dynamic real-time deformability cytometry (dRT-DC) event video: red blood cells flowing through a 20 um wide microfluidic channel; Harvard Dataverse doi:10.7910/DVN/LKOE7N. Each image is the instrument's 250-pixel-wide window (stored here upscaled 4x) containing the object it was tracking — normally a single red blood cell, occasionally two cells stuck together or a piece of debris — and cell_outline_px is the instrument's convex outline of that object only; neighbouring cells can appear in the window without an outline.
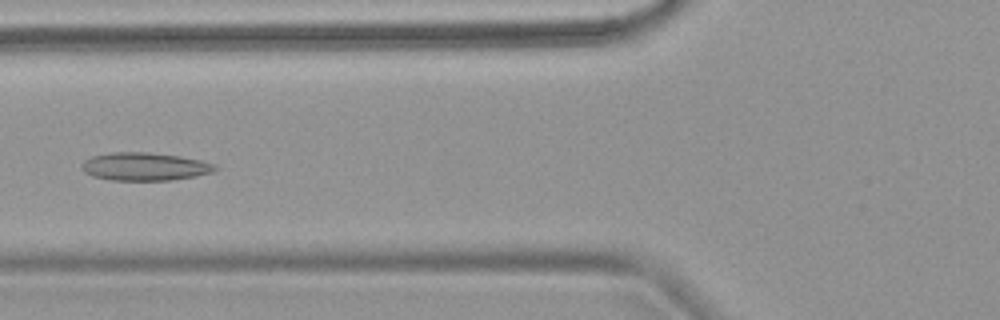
{"species": "common noctule bat (a hibernating species)", "species_latin": "Nyctalus noctula", "temperature_condition": "warm", "stored_images_in_passage": 7, "camera_frame_rate_fps": 3000, "um_per_image_px": 0.085, "animal": {"sex": "female", "body_mass_g": 18.4}, "frame": {"image": 1, "passage_image": 6, "time_ms": 6.0, "image_size_px": [1000, 320], "cell_outline_px": [[216, 168], [212, 172], [196, 176], [172, 180], [112, 180], [92, 176], [84, 172], [80, 168], [80, 164], [84, 160], [92, 156], [112, 152], [148, 152], [180, 156], [200, 160], [216, 164]], "centroid_in_image_um": [12.26, 14.15], "position_along_channel_um": 113.5, "area_um2": 21.85}}
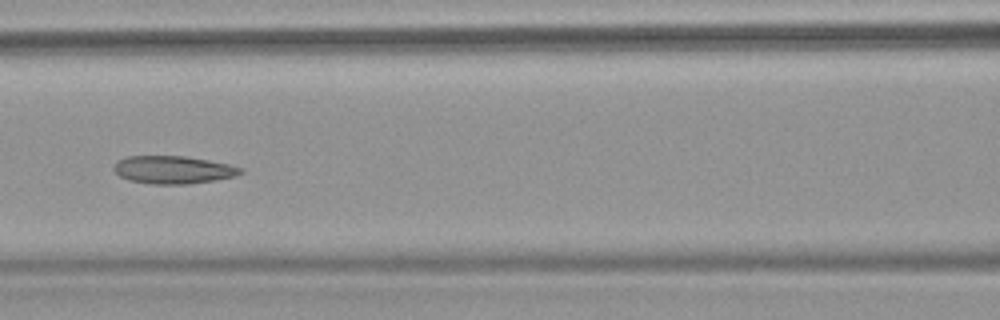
{"frame": {"image": 2, "passage_image": 7, "time_ms": 7.0, "image_size_px": [1000, 320], "cell_outline_px": [[244, 172], [236, 176], [188, 184], [152, 184], [128, 180], [120, 176], [112, 168], [116, 160], [128, 156], [184, 156], [208, 160], [228, 164], [244, 168]], "centroid_in_image_um": [14.7, 14.43], "position_along_channel_um": 151.9, "area_um2": 20.58}}